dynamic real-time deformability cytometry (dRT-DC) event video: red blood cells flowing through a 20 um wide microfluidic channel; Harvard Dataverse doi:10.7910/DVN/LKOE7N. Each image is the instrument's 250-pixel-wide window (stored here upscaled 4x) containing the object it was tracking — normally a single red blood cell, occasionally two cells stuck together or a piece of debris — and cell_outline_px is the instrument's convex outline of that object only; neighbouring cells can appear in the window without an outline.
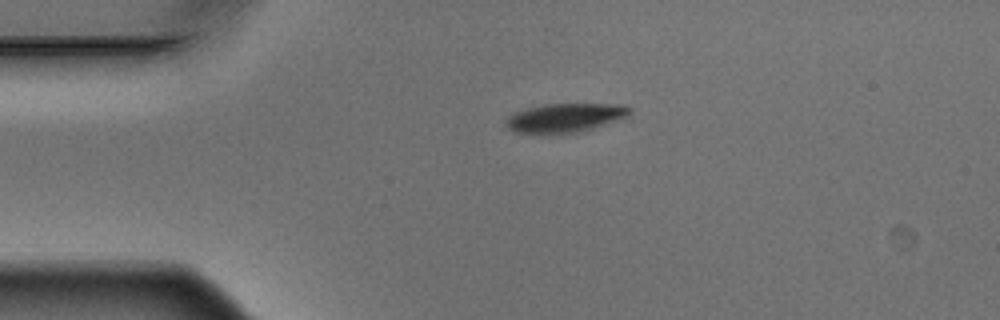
{"species": "Egyptian fruit bat (a non-hibernating species)", "species_latin": "Rousettus aegyptiacus", "temperature_condition": "warm", "stored_images_in_passage": 2, "camera_frame_rate_fps": 3000, "um_per_image_px": 0.085, "animal": {"sex": "male"}, "frame": {"image": 1, "passage_image": 1, "time_ms": 0.0, "image_size_px": [1000, 320], "cell_outline_px": [[632, 108], [628, 116], [592, 128], [576, 132], [516, 132], [508, 128], [504, 124], [504, 120], [512, 112], [544, 104], [624, 104]], "centroid_in_image_um": [48.01, 9.98], "position_along_channel_um": 37.0, "area_um2": 20.46}}